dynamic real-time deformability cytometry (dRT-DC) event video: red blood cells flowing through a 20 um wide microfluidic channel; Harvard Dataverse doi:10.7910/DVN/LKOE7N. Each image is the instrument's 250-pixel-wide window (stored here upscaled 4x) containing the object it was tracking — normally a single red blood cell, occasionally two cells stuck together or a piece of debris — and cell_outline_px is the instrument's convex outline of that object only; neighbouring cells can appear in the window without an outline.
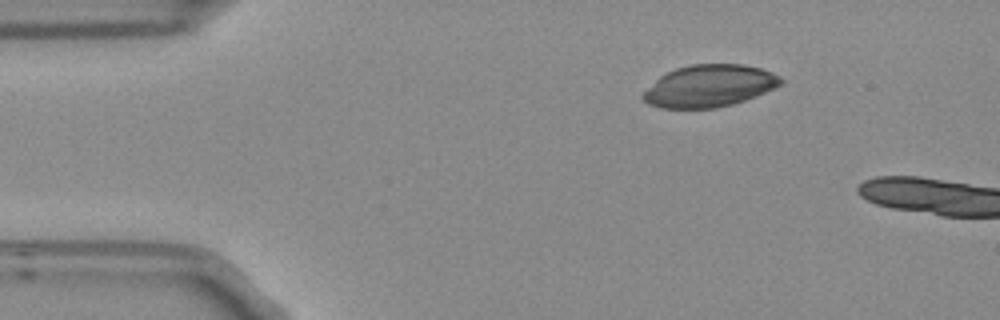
{"species": "Egyptian fruit bat (a non-hibernating species)", "species_latin": "Rousettus aegyptiacus", "temperature_condition": "room temperature", "stored_images_in_passage": 2, "camera_frame_rate_fps": 3000, "um_per_image_px": 0.085, "frame": {"image": 1, "passage_image": 1, "time_ms": 0.0, "image_size_px": [1000, 320], "cell_outline_px": [[784, 80], [780, 84], [756, 96], [732, 104], [716, 108], [660, 108], [648, 104], [640, 96], [660, 76], [676, 68], [692, 64], [744, 64], [760, 68], [772, 72], [780, 76]], "centroid_in_image_um": [60.28, 7.3], "position_along_channel_um": 24.7, "area_um2": 33.58}}